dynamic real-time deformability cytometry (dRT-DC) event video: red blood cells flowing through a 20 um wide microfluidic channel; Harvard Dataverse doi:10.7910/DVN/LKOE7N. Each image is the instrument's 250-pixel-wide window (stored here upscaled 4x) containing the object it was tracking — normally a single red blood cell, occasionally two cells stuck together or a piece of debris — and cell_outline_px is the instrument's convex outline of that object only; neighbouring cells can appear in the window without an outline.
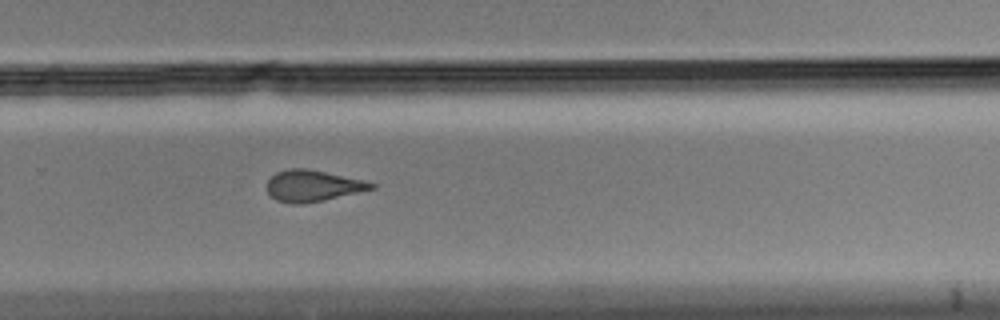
{"species": "Egyptian fruit bat (a non-hibernating species)", "species_latin": "Rousettus aegyptiacus", "temperature_condition": "cold", "stored_images_in_passage": 7, "camera_frame_rate_fps": 3000, "um_per_image_px": 0.085, "animal": {"sex": "male"}, "frame": {"image": 1, "passage_image": 7, "time_ms": 2.0, "image_size_px": [1000, 320], "cell_outline_px": [[376, 188], [324, 200], [304, 204], [292, 204], [276, 200], [268, 192], [268, 180], [276, 172], [288, 168], [308, 168], [364, 180], [376, 184]], "centroid_in_image_um": [26.59, 15.79], "position_along_channel_um": 303.2, "area_um2": 19.07}}